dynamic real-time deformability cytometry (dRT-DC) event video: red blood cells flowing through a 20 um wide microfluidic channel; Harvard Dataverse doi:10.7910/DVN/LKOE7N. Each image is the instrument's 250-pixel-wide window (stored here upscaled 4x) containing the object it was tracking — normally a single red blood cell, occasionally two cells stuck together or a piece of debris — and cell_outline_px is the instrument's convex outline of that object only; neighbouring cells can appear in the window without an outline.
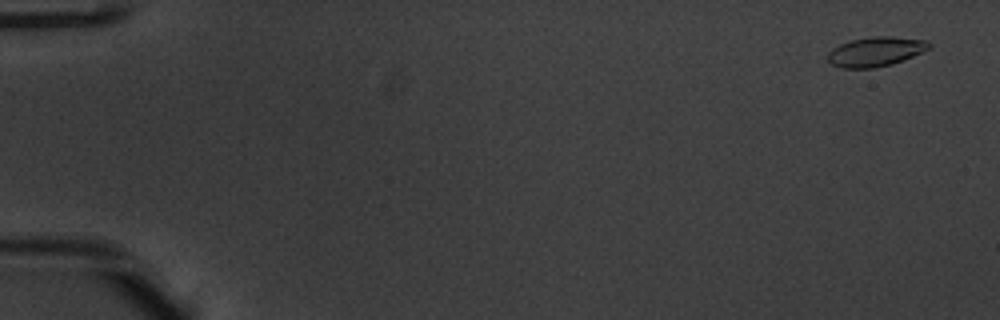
{"species": "common noctule bat (a hibernating species)", "species_latin": "Nyctalus noctula", "temperature_condition": "warm", "stored_images_in_passage": 55, "camera_frame_rate_fps": 3000, "um_per_image_px": 0.085, "animal": {"sex": "male", "body_mass_g": 20.1, "forearm_length_mm": 53.5}, "frame": {"image": 1, "passage_image": 3, "time_ms": 0.667, "image_size_px": [1000, 320], "cell_outline_px": [[932, 44], [928, 48], [904, 60], [892, 64], [872, 68], [844, 68], [832, 64], [828, 60], [828, 52], [832, 48], [840, 44], [852, 40], [872, 36], [888, 36], [928, 40]], "centroid_in_image_um": [74.42, 4.38], "position_along_channel_um": 10.6, "area_um2": 17.28}}
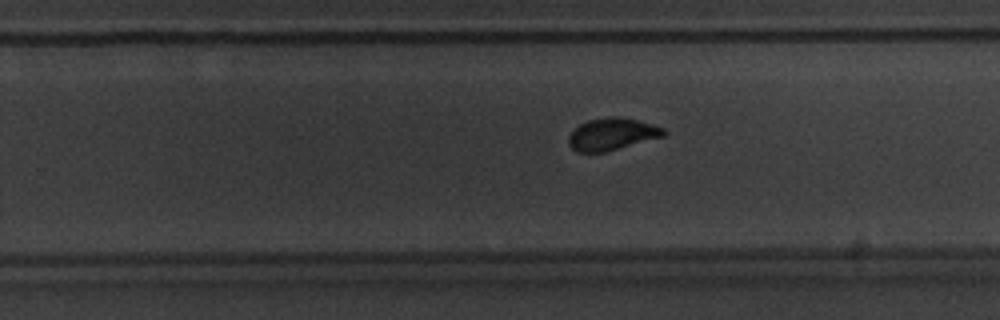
{"frame": {"image": 2, "passage_image": 36, "time_ms": 11.667, "image_size_px": [1000, 320], "cell_outline_px": [[668, 132], [664, 136], [604, 152], [576, 152], [568, 144], [568, 136], [580, 124], [588, 120], [608, 116], [620, 116], [652, 124], [664, 128]], "centroid_in_image_um": [52.02, 11.39], "position_along_channel_um": 277.8, "area_um2": 17.74}}
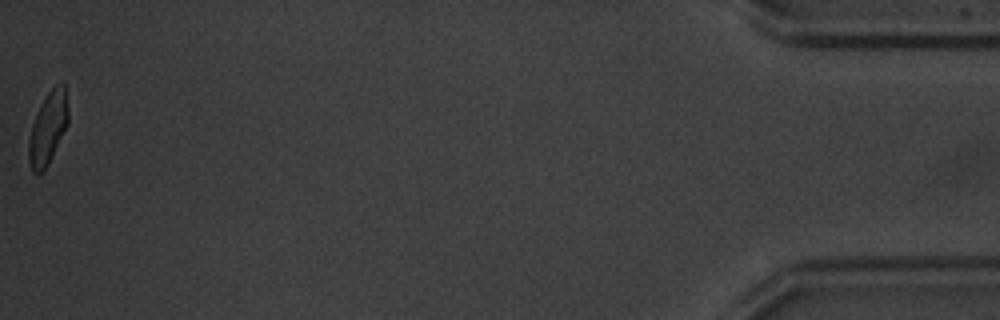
{"frame": {"image": 3, "passage_image": 55, "time_ms": 18.0, "image_size_px": [1000, 320], "cell_outline_px": [[68, 124], [44, 172], [36, 176], [32, 172], [28, 160], [28, 140], [32, 124], [40, 104], [48, 92], [56, 84], [64, 80], [68, 108]], "centroid_in_image_um": [4.07, 10.91], "position_along_channel_um": 431.1, "area_um2": 16.94}, "authors_computed_cell_mechanics": {"area_um2": 17.5712, "velocity_mm_per_s": 3.8164, "shape_relaxation_time_tau1_ms": 3.2047, "shape_relaxation_time_tau2_ms": 0.7579, "deformation_change_tau1": 0.1451, "deformation_change_tau2": 0.048}}